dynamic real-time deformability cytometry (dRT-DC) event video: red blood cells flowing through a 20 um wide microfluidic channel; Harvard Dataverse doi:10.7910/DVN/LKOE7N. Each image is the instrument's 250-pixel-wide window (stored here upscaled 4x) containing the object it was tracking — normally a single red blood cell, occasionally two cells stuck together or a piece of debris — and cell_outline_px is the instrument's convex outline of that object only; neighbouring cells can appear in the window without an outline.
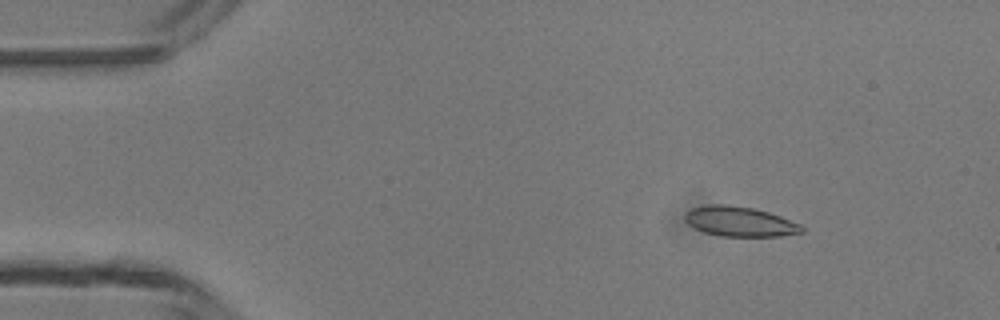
{"species": "common noctule bat (a hibernating species)", "species_latin": "Nyctalus noctula", "temperature_condition": "room temperature", "stored_images_in_passage": 3, "camera_frame_rate_fps": 3000, "um_per_image_px": 0.085, "animal": {"sex": "male", "body_mass_g": 13.3}, "frame": {"image": 1, "passage_image": 1, "time_ms": 0.0, "image_size_px": [1000, 320], "cell_outline_px": [[804, 232], [780, 236], [720, 236], [704, 232], [688, 224], [684, 220], [684, 212], [692, 208], [708, 204], [724, 204], [752, 208], [768, 212], [780, 216], [800, 224], [804, 228]], "centroid_in_image_um": [62.85, 18.83], "position_along_channel_um": 22.1, "area_um2": 20.35}}